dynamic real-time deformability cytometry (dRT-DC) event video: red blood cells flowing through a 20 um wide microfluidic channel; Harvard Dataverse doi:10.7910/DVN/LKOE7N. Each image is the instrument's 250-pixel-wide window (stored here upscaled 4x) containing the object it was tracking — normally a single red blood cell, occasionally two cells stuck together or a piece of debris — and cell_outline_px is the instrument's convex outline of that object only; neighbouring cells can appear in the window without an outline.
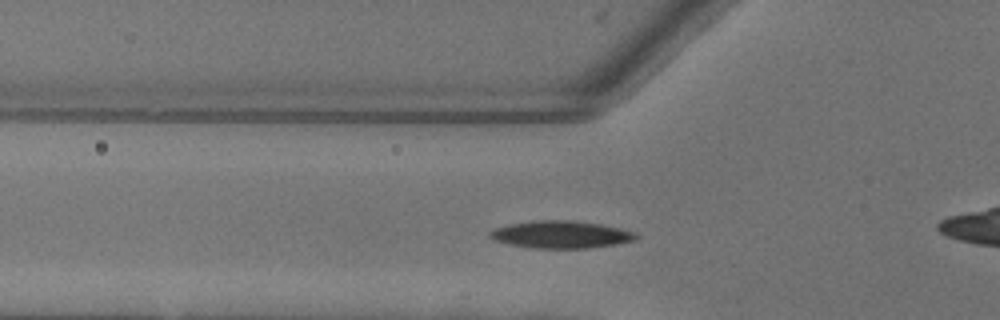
{"species": "common noctule bat (a hibernating species)", "species_latin": "Nyctalus noctula", "temperature_condition": "warm", "stored_images_in_passage": 44, "camera_frame_rate_fps": 3000, "um_per_image_px": 0.085, "animal": {"sex": "female"}, "frame": {"image": 1, "passage_image": 13, "time_ms": 4.0, "image_size_px": [1000, 320], "cell_outline_px": [[640, 236], [636, 240], [616, 244], [588, 248], [536, 248], [512, 244], [492, 240], [488, 236], [488, 232], [496, 228], [508, 224], [536, 220], [568, 220], [600, 224], [620, 228], [636, 232]], "centroid_in_image_um": [47.7, 19.93], "position_along_channel_um": 78.1, "area_um2": 23.29}}
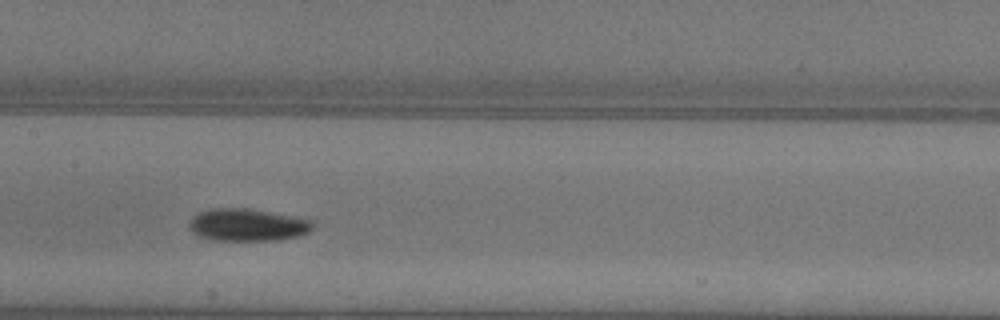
{"frame": {"image": 2, "passage_image": 21, "time_ms": 6.667, "image_size_px": [1000, 320], "cell_outline_px": [[316, 224], [308, 232], [296, 236], [276, 240], [212, 240], [196, 236], [188, 228], [188, 224], [192, 216], [200, 212], [212, 208], [248, 208], [316, 220]], "centroid_in_image_um": [21.02, 19.11], "position_along_channel_um": 186.4, "area_um2": 23.58}}
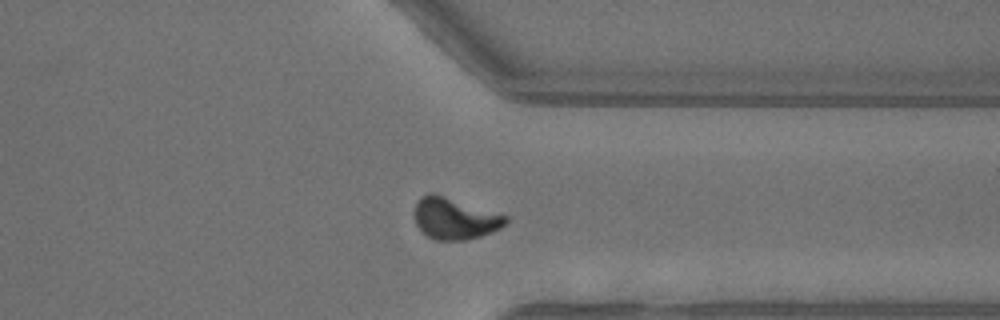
{"frame": {"image": 3, "passage_image": 35, "time_ms": 11.333, "image_size_px": [1000, 320], "cell_outline_px": [[508, 220], [500, 228], [492, 232], [480, 236], [464, 240], [436, 240], [428, 236], [416, 224], [416, 204], [420, 196], [428, 192], [432, 192], [508, 216]], "centroid_in_image_um": [38.66, 18.56], "position_along_channel_um": 372.7, "area_um2": 21.73}, "authors_computed_cell_mechanics": {"area_um2": 21.8484, "velocity_mm_per_s": 4.0287, "shape_relaxation_time_tau1_ms": 3.7036, "shape_relaxation_time_tau2_ms": 9.9874, "deformation_change_tau1": 0.1622, "deformation_change_tau2": 0.1297}}